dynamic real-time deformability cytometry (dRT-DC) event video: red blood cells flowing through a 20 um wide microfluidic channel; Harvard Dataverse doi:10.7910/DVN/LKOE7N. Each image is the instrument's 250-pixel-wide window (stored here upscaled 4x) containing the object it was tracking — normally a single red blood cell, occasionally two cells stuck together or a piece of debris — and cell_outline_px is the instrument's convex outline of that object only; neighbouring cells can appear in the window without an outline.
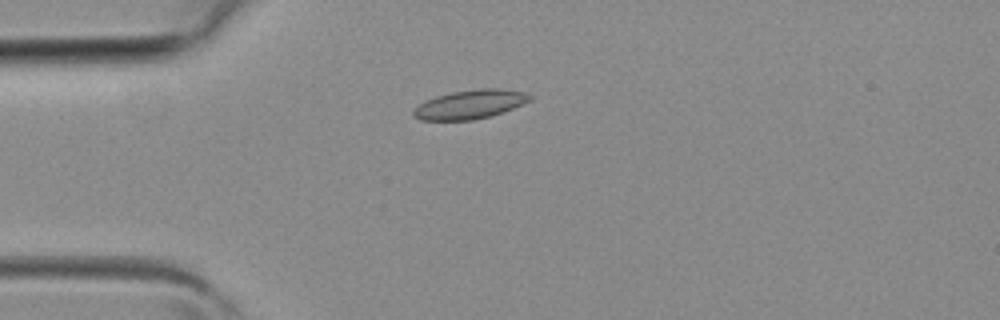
{"species": "common noctule bat (a hibernating species)", "species_latin": "Nyctalus noctula", "temperature_condition": "room temperature", "stored_images_in_passage": 3, "camera_frame_rate_fps": 3000, "um_per_image_px": 0.085, "animal": {"sex": "female", "body_mass_g": 19.3, "forearm_length_mm": 54.1}, "frame": {"image": 1, "passage_image": 2, "time_ms": 0.333, "image_size_px": [1000, 320], "cell_outline_px": [[532, 96], [528, 100], [512, 108], [492, 116], [472, 120], [420, 120], [412, 116], [412, 112], [424, 100], [436, 96], [452, 92], [480, 88], [500, 88], [524, 92]], "centroid_in_image_um": [39.91, 8.87], "position_along_channel_um": 45.1, "area_um2": 19.48}}
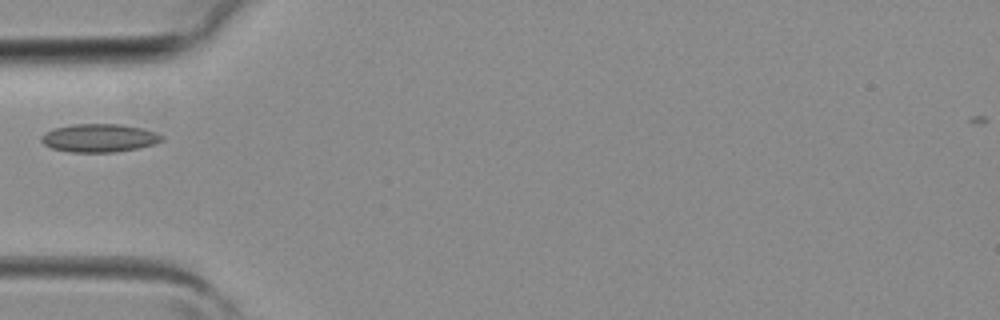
{"frame": {"image": 2, "passage_image": 3, "time_ms": 0.667, "image_size_px": [1000, 320], "cell_outline_px": [[164, 140], [156, 144], [116, 152], [68, 152], [52, 148], [44, 144], [40, 140], [40, 136], [44, 132], [52, 128], [72, 124], [120, 124], [140, 128], [156, 132], [164, 136]], "centroid_in_image_um": [8.41, 11.73], "position_along_channel_um": 76.6, "area_um2": 20.0}}